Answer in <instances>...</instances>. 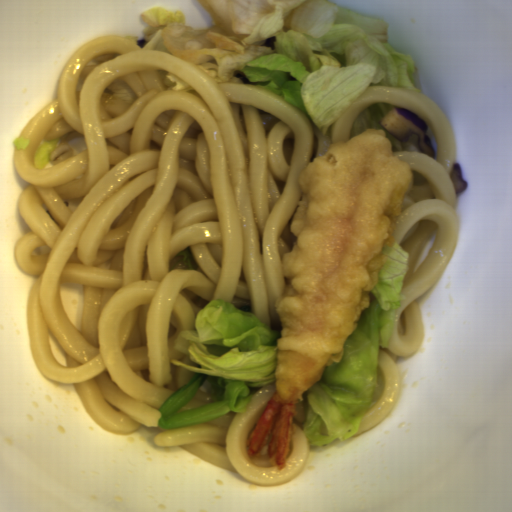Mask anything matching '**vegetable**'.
I'll use <instances>...</instances> for the list:
<instances>
[{"label":"vegetable","instance_id":"vegetable-6","mask_svg":"<svg viewBox=\"0 0 512 512\" xmlns=\"http://www.w3.org/2000/svg\"><path fill=\"white\" fill-rule=\"evenodd\" d=\"M30 139L26 137H16L13 141V145L18 149H26L29 146Z\"/></svg>","mask_w":512,"mask_h":512},{"label":"vegetable","instance_id":"vegetable-3","mask_svg":"<svg viewBox=\"0 0 512 512\" xmlns=\"http://www.w3.org/2000/svg\"><path fill=\"white\" fill-rule=\"evenodd\" d=\"M386 258L369 291L368 309L342 345L339 361L325 366L322 378L305 390L302 431L311 446H326L355 435L364 415L385 393L379 349L388 347L396 310L409 269V252L395 240L382 250Z\"/></svg>","mask_w":512,"mask_h":512},{"label":"vegetable","instance_id":"vegetable-5","mask_svg":"<svg viewBox=\"0 0 512 512\" xmlns=\"http://www.w3.org/2000/svg\"><path fill=\"white\" fill-rule=\"evenodd\" d=\"M165 86H169L167 90L172 91H186V90H195L188 82L175 75L172 72H168L165 74L163 78Z\"/></svg>","mask_w":512,"mask_h":512},{"label":"vegetable","instance_id":"vegetable-1","mask_svg":"<svg viewBox=\"0 0 512 512\" xmlns=\"http://www.w3.org/2000/svg\"><path fill=\"white\" fill-rule=\"evenodd\" d=\"M211 28L187 24L178 9L139 13L149 27L123 37L142 50L174 54L214 82L251 84L276 94L320 134L372 86L423 93L412 54L388 41L386 20L328 0H196Z\"/></svg>","mask_w":512,"mask_h":512},{"label":"vegetable","instance_id":"vegetable-2","mask_svg":"<svg viewBox=\"0 0 512 512\" xmlns=\"http://www.w3.org/2000/svg\"><path fill=\"white\" fill-rule=\"evenodd\" d=\"M280 336L281 330H271L249 306L238 308L219 298L207 303L194 330H182L173 342L200 368L169 359L194 374L161 403L157 427L166 431L246 413L254 395L250 387L276 381Z\"/></svg>","mask_w":512,"mask_h":512},{"label":"vegetable","instance_id":"vegetable-4","mask_svg":"<svg viewBox=\"0 0 512 512\" xmlns=\"http://www.w3.org/2000/svg\"><path fill=\"white\" fill-rule=\"evenodd\" d=\"M59 139L46 140L41 143L33 153V162L35 169H46L50 161V153L59 145Z\"/></svg>","mask_w":512,"mask_h":512}]
</instances>
